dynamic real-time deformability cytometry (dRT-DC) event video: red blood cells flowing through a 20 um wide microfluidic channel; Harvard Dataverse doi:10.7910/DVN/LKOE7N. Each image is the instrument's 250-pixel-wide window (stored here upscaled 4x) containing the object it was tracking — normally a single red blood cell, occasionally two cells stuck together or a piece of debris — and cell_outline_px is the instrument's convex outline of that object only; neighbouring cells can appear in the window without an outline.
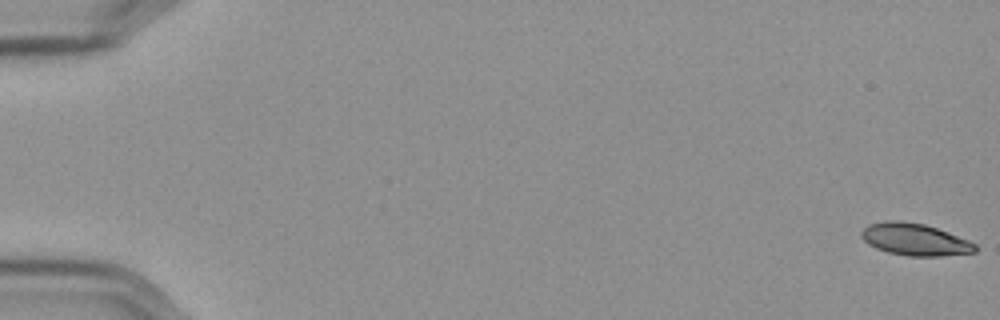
{"species": "Egyptian fruit bat (a non-hibernating species)", "species_latin": "Rousettus aegyptiacus", "temperature_condition": "cold", "stored_images_in_passage": 58, "camera_frame_rate_fps": 3000, "um_per_image_px": 0.085, "frame": {"image": 1, "passage_image": 1, "time_ms": 0.0, "image_size_px": [1000, 320], "cell_outline_px": [[976, 252], [940, 256], [908, 256], [888, 252], [876, 248], [868, 244], [860, 236], [860, 232], [868, 224], [884, 220], [900, 220], [924, 224], [948, 232], [968, 240], [976, 244]], "centroid_in_image_um": [77.73, 20.34], "position_along_channel_um": 7.3, "area_um2": 21.33}}
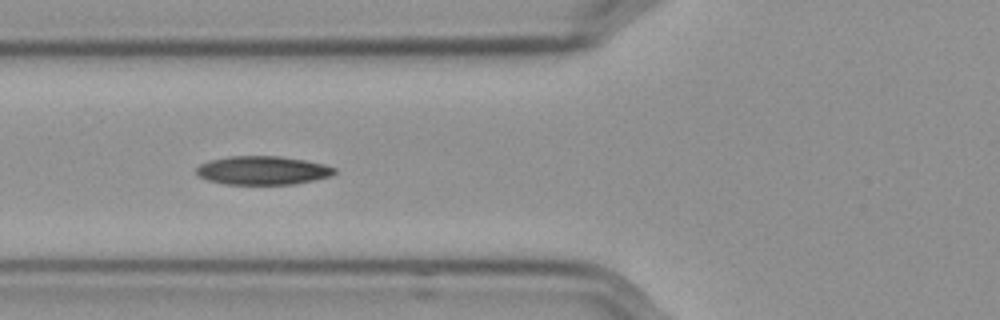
{"frame": {"image": 2, "passage_image": 23, "time_ms": 7.333, "image_size_px": [1000, 320], "cell_outline_px": [[336, 172], [332, 176], [292, 184], [224, 184], [208, 180], [200, 176], [196, 172], [196, 168], [200, 164], [212, 160], [228, 156], [280, 156], [304, 160], [324, 164], [336, 168]], "centroid_in_image_um": [22.34, 14.48], "position_along_channel_um": 103.5, "area_um2": 22.89}}
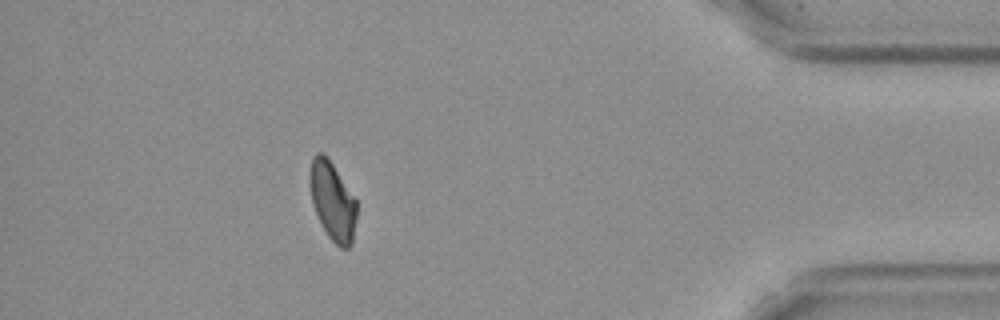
{"frame": {"image": 3, "passage_image": 52, "time_ms": 17.0, "image_size_px": [1000, 320], "cell_outline_px": [[356, 216], [352, 244], [348, 248], [340, 248], [328, 236], [312, 204], [308, 180], [308, 176], [312, 156], [316, 152], [324, 152], [356, 200]], "centroid_in_image_um": [28.23, 17.06], "position_along_channel_um": 407.0, "area_um2": 21.33}, "authors_computed_cell_mechanics": {"area_um2": 22.2241, "velocity_mm_per_s": 3.5839, "shape_relaxation_time_tau1_ms": 7.1276, "shape_relaxation_time_tau2_ms": 8.0244, "deformation_change_tau1": 0.1634, "deformation_change_tau2": 0.1412}}